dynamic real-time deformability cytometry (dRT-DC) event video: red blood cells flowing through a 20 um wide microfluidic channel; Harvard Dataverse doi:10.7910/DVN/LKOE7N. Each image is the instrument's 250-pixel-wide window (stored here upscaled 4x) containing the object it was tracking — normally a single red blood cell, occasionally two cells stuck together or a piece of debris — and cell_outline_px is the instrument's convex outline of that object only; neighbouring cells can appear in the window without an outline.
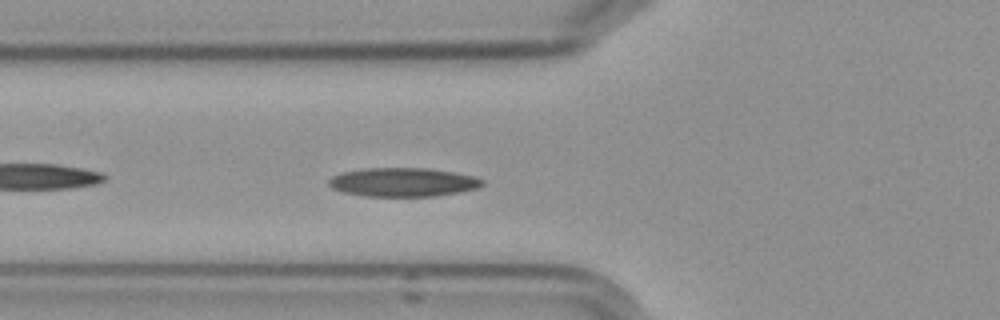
{"species": "Egyptian fruit bat (a non-hibernating species)", "species_latin": "Rousettus aegyptiacus", "temperature_condition": "cold", "stored_images_in_passage": 5, "camera_frame_rate_fps": 3000, "um_per_image_px": 0.085, "frame": {"image": 1, "passage_image": 5, "time_ms": 4.333, "image_size_px": [1000, 320], "cell_outline_px": [[484, 184], [480, 188], [460, 192], [432, 196], [364, 196], [344, 192], [332, 188], [328, 184], [328, 180], [332, 176], [340, 172], [364, 168], [428, 168], [476, 176], [484, 180]], "centroid_in_image_um": [34.27, 15.48], "position_along_channel_um": 91.5, "area_um2": 25.95}}